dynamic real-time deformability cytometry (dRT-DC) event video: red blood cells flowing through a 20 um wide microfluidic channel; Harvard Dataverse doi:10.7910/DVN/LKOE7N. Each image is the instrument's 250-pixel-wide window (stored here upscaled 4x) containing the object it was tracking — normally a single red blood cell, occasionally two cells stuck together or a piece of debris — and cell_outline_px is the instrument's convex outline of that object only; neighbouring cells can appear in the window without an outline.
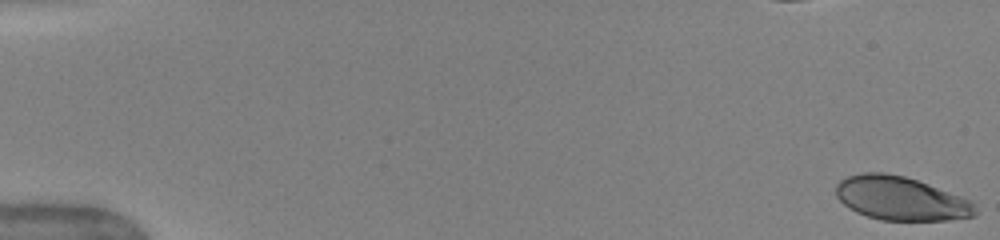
{"species": "human", "species_latin": "Homo sapiens", "temperature_condition": "warm", "stored_images_in_passage": 51, "camera_frame_rate_fps": 3000, "um_per_image_px": 0.085, "donor": {"sex": "female"}, "frame": {"image": 1, "passage_image": 1, "time_ms": 0.0, "image_size_px": [1000, 240], "cell_outline_px": [[976, 212], [972, 216], [948, 220], [880, 220], [856, 212], [844, 204], [836, 196], [836, 184], [840, 180], [848, 176], [864, 172], [884, 172], [904, 176], [928, 184], [960, 196], [968, 200], [972, 204]], "centroid_in_image_um": [76.51, 16.86], "position_along_channel_um": 8.5, "area_um2": 35.03}}
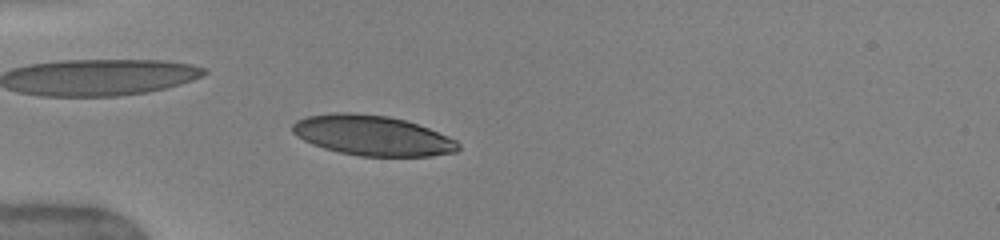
{"frame": {"image": 2, "passage_image": 16, "time_ms": 5.0, "image_size_px": [1000, 240], "cell_outline_px": [[460, 148], [456, 152], [432, 156], [360, 156], [340, 152], [324, 148], [312, 144], [296, 136], [292, 132], [292, 124], [296, 120], [308, 116], [332, 112], [352, 112], [388, 116], [404, 120], [428, 128], [448, 136], [456, 140], [460, 144]], "centroid_in_image_um": [31.64, 11.51], "position_along_channel_um": 53.4, "area_um2": 38.84}}
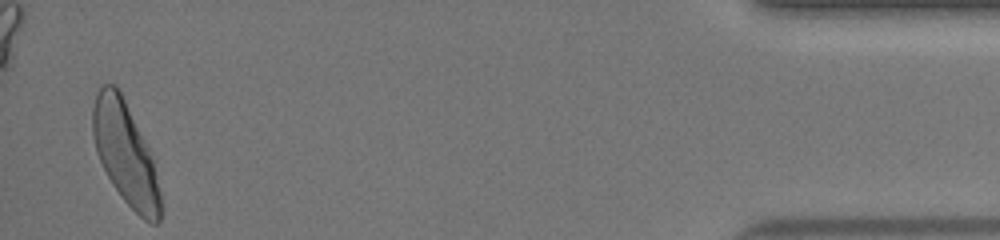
{"frame": {"image": 3, "passage_image": 50, "time_ms": 16.333, "image_size_px": [1000, 240], "cell_outline_px": [[160, 220], [156, 224], [152, 224], [144, 220], [124, 200], [112, 184], [96, 152], [92, 132], [92, 108], [96, 92], [100, 84], [116, 84], [152, 156], [160, 192]], "centroid_in_image_um": [10.63, 13.03], "position_along_channel_um": 424.6, "area_um2": 39.82}, "authors_computed_cell_mechanics": {"area_um2": 39.4774, "velocity_mm_per_s": 4.0315, "shape_relaxation_time_tau1_ms": 3.2061, "shape_relaxation_time_tau2_ms": null, "deformation_change_tau1": 0.1743, "deformation_change_tau2": null}}